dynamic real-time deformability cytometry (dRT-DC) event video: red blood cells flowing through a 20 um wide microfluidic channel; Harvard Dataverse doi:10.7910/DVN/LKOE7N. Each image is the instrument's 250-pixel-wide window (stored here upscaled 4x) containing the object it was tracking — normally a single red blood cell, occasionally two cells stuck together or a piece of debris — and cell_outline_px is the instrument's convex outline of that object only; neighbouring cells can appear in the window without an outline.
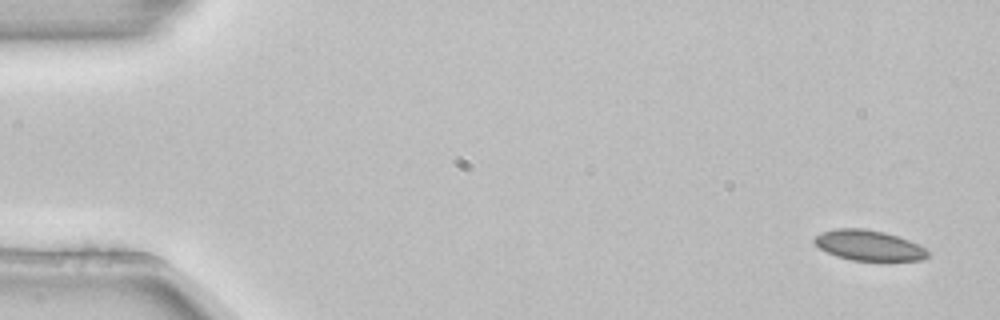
{"species": "common noctule bat (a hibernating species)", "species_latin": "Nyctalus noctula", "temperature_condition": "room temperature", "stored_images_in_passage": 4, "camera_frame_rate_fps": 3000, "um_per_image_px": 0.085, "animal": {"sex": "female", "body_mass_g": 22.7, "forearm_length_mm": 54.2}, "frame": {"image": 1, "passage_image": 1, "time_ms": 0.0, "image_size_px": [1000, 320], "cell_outline_px": [[928, 256], [920, 260], [852, 260], [836, 256], [820, 248], [812, 240], [820, 232], [836, 228], [864, 228], [884, 232], [908, 240], [924, 248], [928, 252]], "centroid_in_image_um": [73.79, 20.84], "position_along_channel_um": 11.2, "area_um2": 19.77}}
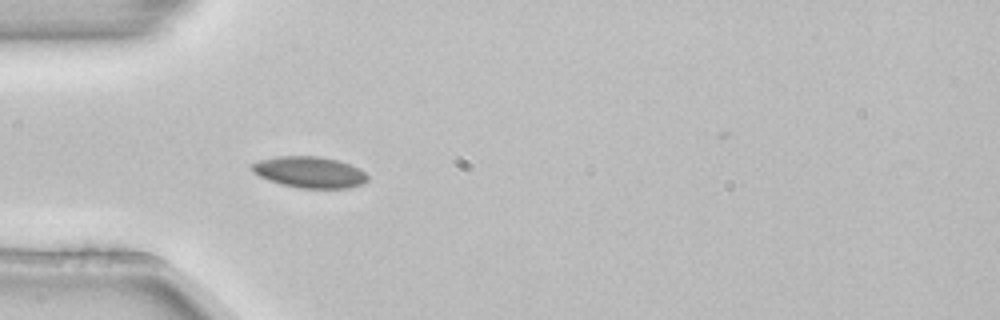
{"frame": {"image": 2, "passage_image": 4, "time_ms": 1.0, "image_size_px": [1000, 320], "cell_outline_px": [[368, 180], [364, 184], [348, 188], [296, 188], [280, 184], [268, 180], [252, 172], [248, 168], [248, 164], [260, 160], [276, 156], [320, 156], [336, 160], [360, 168], [368, 176]], "centroid_in_image_um": [26.27, 14.64], "position_along_channel_um": 58.7, "area_um2": 21.39}}